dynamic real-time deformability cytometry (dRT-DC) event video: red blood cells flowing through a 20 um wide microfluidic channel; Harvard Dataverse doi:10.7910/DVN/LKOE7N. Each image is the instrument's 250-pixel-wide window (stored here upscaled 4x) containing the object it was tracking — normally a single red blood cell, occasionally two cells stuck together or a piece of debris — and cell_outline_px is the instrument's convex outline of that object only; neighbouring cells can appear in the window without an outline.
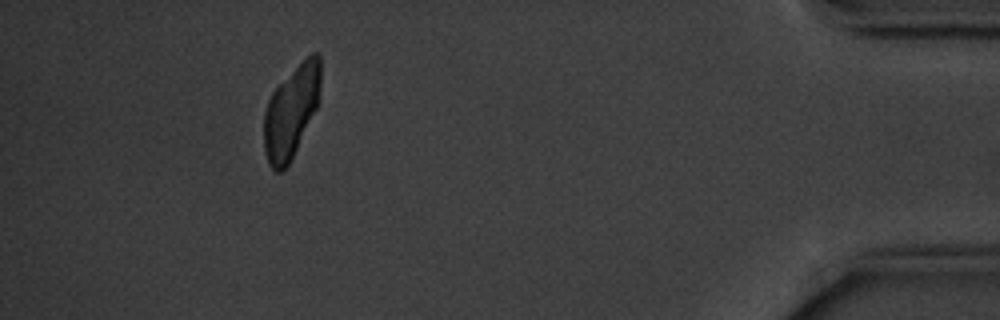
{"species": "common noctule bat (a hibernating species)", "species_latin": "Nyctalus noctula", "temperature_condition": "cold", "stored_images_in_passage": 17, "camera_frame_rate_fps": 3000, "um_per_image_px": 0.085, "animal": {"sex": "male", "body_mass_g": 20.1, "forearm_length_mm": 53.5}, "frame": {"image": 1, "passage_image": 17, "time_ms": 20.0, "image_size_px": [1000, 320], "cell_outline_px": [[320, 100], [288, 164], [280, 172], [276, 172], [268, 164], [264, 152], [264, 112], [268, 100], [272, 92], [312, 52], [320, 52]], "centroid_in_image_um": [24.75, 9.49], "position_along_channel_um": 410.5, "area_um2": 29.82}, "authors_computed_cell_mechanics": {"area_um2": 20.808, "velocity_mm_per_s": 3.5367, "shape_relaxation_time_tau1_ms": 6.9982, "shape_relaxation_time_tau2_ms": 10.9603, "deformation_change_tau1": 0.1417, "deformation_change_tau2": 0.1802}}